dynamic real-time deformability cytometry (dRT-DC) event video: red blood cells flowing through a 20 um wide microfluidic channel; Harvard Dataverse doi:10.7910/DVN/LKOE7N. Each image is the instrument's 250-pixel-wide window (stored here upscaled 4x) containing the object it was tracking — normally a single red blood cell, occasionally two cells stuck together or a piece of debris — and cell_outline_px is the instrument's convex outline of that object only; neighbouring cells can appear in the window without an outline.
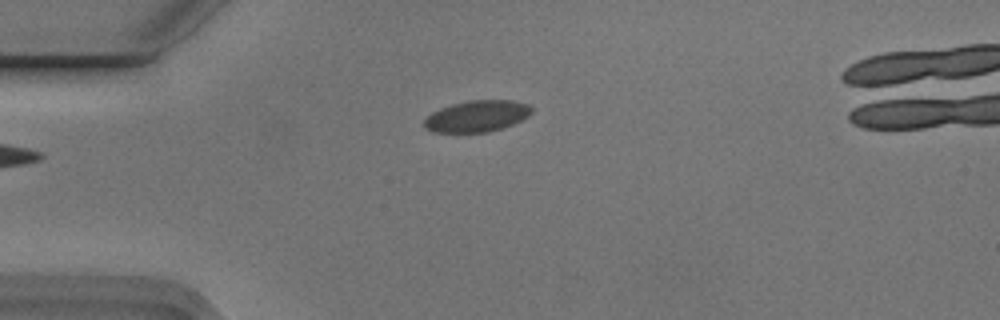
{"species": "Egyptian fruit bat (a non-hibernating species)", "species_latin": "Rousettus aegyptiacus", "temperature_condition": "cold", "stored_images_in_passage": 5, "camera_frame_rate_fps": 3000, "um_per_image_px": 0.085, "animal": {"sex": "male"}, "frame": {"image": 1, "passage_image": 1, "time_ms": 0.0, "image_size_px": [1000, 320], "cell_outline_px": [[532, 112], [528, 116], [512, 124], [488, 132], [432, 132], [424, 128], [424, 120], [432, 112], [440, 108], [452, 104], [468, 100], [512, 100], [528, 104], [532, 108]], "centroid_in_image_um": [40.52, 9.87], "position_along_channel_um": 44.5, "area_um2": 19.59}}
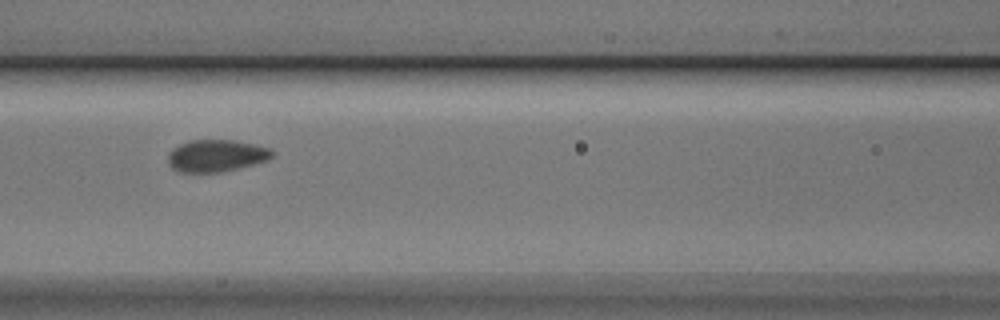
{"frame": {"image": 2, "passage_image": 4, "time_ms": 1.0, "image_size_px": [1000, 320], "cell_outline_px": [[276, 152], [268, 160], [220, 172], [180, 172], [172, 168], [168, 164], [168, 152], [172, 148], [188, 140], [232, 140], [256, 144], [272, 148]], "centroid_in_image_um": [18.38, 13.22], "position_along_channel_um": 148.2, "area_um2": 19.59}}
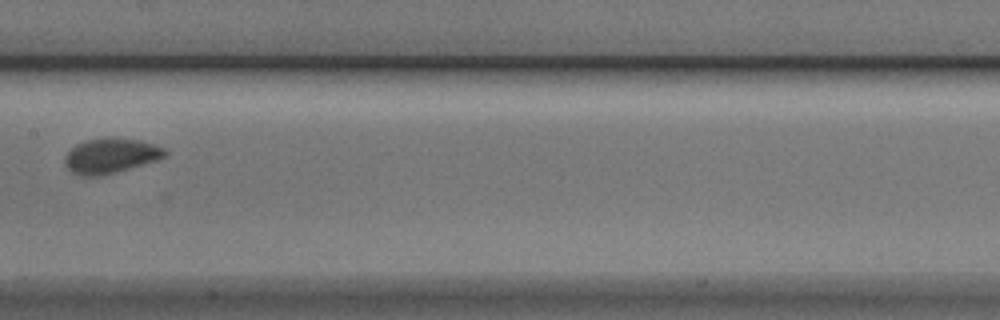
{"frame": {"image": 3, "passage_image": 5, "time_ms": 1.333, "image_size_px": [1000, 320], "cell_outline_px": [[168, 152], [164, 156], [156, 160], [100, 176], [80, 176], [72, 172], [64, 164], [64, 156], [76, 144], [88, 140], [140, 140], [168, 148]], "centroid_in_image_um": [9.4, 13.27], "position_along_channel_um": 198.0, "area_um2": 19.71}}